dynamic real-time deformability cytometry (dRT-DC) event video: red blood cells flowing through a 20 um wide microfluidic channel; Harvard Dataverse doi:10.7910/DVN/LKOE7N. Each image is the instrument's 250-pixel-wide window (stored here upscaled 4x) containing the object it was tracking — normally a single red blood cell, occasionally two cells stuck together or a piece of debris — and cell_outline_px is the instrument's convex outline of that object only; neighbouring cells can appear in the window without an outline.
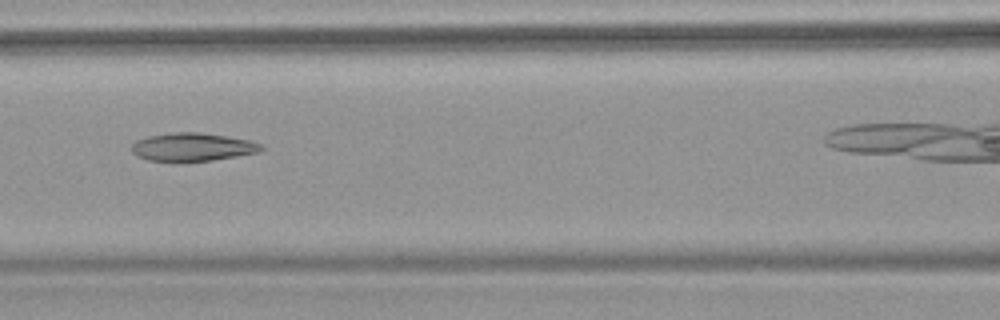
{"species": "common noctule bat (a hibernating species)", "species_latin": "Nyctalus noctula", "temperature_condition": "warm", "stored_images_in_passage": 6, "camera_frame_rate_fps": 3000, "um_per_image_px": 0.085, "animal": {"sex": "female", "body_mass_g": 18.4}, "frame": {"image": 1, "passage_image": 4, "time_ms": 3.333, "image_size_px": [1000, 320], "cell_outline_px": [[264, 148], [256, 152], [236, 156], [212, 160], [176, 164], [148, 160], [136, 156], [132, 152], [132, 144], [136, 140], [148, 136], [172, 132], [200, 132], [248, 140], [264, 144]], "centroid_in_image_um": [16.29, 12.53], "position_along_channel_um": 150.3, "area_um2": 21.79}}